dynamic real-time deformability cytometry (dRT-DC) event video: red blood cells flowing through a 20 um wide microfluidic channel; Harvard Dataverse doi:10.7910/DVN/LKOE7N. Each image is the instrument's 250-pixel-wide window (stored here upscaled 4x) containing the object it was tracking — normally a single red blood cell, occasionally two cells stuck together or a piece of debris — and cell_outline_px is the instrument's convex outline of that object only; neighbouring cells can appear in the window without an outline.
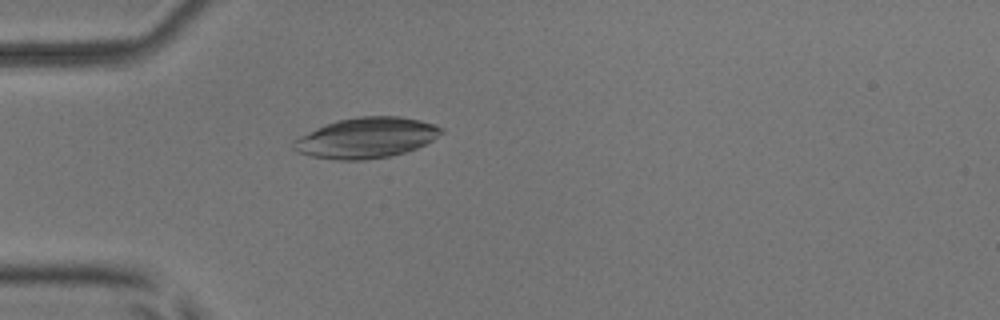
{"species": "common noctule bat (a hibernating species)", "species_latin": "Nyctalus noctula", "temperature_condition": "room temperature", "stored_images_in_passage": 1, "camera_frame_rate_fps": 3000, "um_per_image_px": 0.085, "animal": {"sex": "male", "body_mass_g": 17.9, "forearm_length_mm": 54.2}, "frame": {"image": 1, "passage_image": 1, "time_ms": 0.0, "image_size_px": [1000, 320], "cell_outline_px": [[444, 132], [432, 140], [416, 148], [404, 152], [388, 156], [364, 160], [336, 160], [312, 156], [296, 152], [292, 148], [292, 140], [324, 124], [336, 120], [360, 116], [400, 116], [420, 120], [436, 124], [444, 128]], "centroid_in_image_um": [31.12, 11.7], "position_along_channel_um": 53.9, "area_um2": 35.03}}